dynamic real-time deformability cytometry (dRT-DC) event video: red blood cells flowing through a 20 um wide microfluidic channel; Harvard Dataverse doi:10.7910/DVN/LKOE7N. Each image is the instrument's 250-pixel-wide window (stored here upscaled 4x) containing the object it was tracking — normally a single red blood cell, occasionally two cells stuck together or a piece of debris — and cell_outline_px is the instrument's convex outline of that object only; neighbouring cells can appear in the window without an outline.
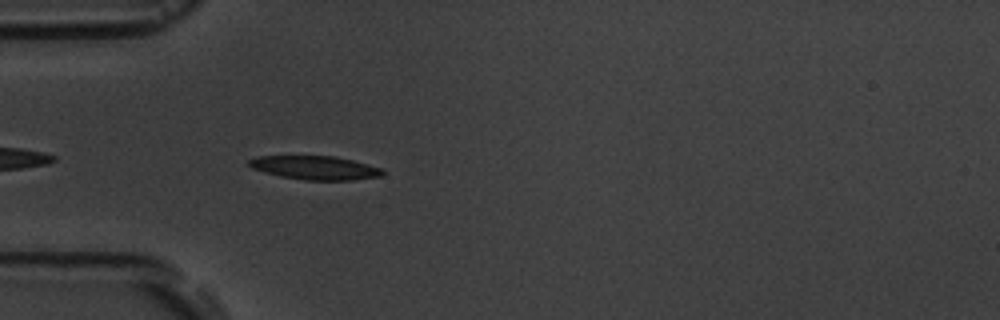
{"species": "common noctule bat (a hibernating species)", "species_latin": "Nyctalus noctula", "temperature_condition": "room temperature", "stored_images_in_passage": 3, "camera_frame_rate_fps": 3000, "um_per_image_px": 0.085, "animal": {"sex": "male", "body_mass_g": 19.5, "forearm_length_mm": 54.6}, "frame": {"image": 1, "passage_image": 3, "time_ms": 3.0, "image_size_px": [1000, 320], "cell_outline_px": [[384, 172], [380, 176], [352, 180], [304, 180], [280, 176], [264, 172], [252, 168], [248, 164], [248, 160], [256, 156], [336, 156], [384, 168]], "centroid_in_image_um": [26.79, 14.25], "position_along_channel_um": 58.2, "area_um2": 18.5}}